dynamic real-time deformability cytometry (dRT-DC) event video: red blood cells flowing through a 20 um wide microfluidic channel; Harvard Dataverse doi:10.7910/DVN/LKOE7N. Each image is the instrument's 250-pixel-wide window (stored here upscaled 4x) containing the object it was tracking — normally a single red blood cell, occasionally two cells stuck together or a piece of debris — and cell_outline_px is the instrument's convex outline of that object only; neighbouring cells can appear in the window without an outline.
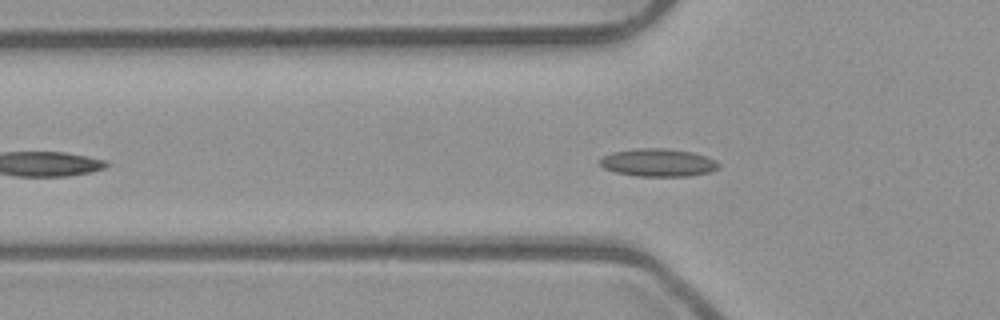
{"species": "common noctule bat (a hibernating species)", "species_latin": "Nyctalus noctula", "temperature_condition": "room temperature", "stored_images_in_passage": 42, "camera_frame_rate_fps": 3000, "um_per_image_px": 0.085, "animal": {"sex": "male", "body_mass_g": 23.1, "forearm_length_mm": 52.7}, "frame": {"image": 1, "passage_image": 10, "time_ms": 3.0, "image_size_px": [1000, 320], "cell_outline_px": [[720, 168], [712, 172], [688, 176], [636, 176], [616, 172], [604, 168], [600, 164], [600, 160], [604, 156], [612, 152], [636, 148], [668, 148], [692, 152], [716, 160], [720, 164]], "centroid_in_image_um": [55.98, 13.82], "position_along_channel_um": 69.8, "area_um2": 19.36}}
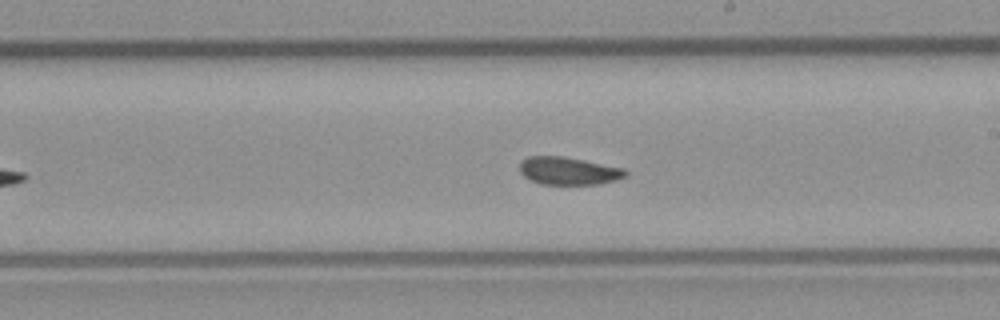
{"frame": {"image": 2, "passage_image": 23, "time_ms": 7.333, "image_size_px": [1000, 320], "cell_outline_px": [[628, 176], [616, 180], [600, 184], [540, 184], [524, 176], [520, 172], [520, 160], [528, 156], [564, 156], [624, 168], [628, 172]], "centroid_in_image_um": [48.34, 14.52], "position_along_channel_um": 240.7, "area_um2": 17.22}}
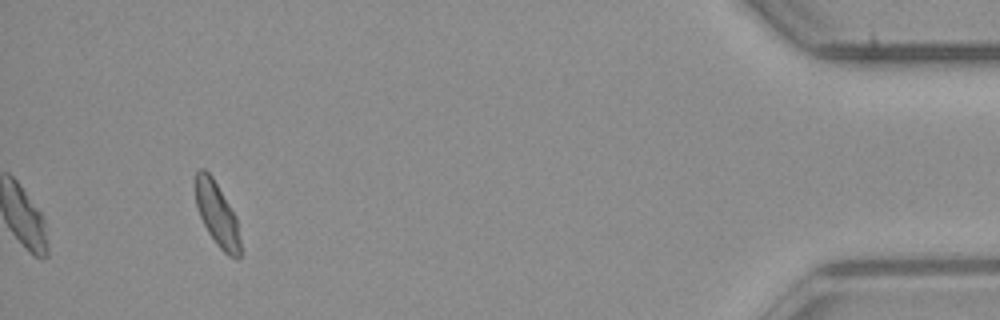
{"frame": {"image": 3, "passage_image": 42, "time_ms": 13.667, "image_size_px": [1000, 320], "cell_outline_px": [[240, 256], [236, 260], [228, 256], [216, 244], [208, 232], [200, 216], [196, 204], [196, 172], [200, 168], [204, 168], [212, 176], [236, 216], [240, 240]], "centroid_in_image_um": [18.46, 18.23], "position_along_channel_um": 416.7, "area_um2": 16.53}, "authors_computed_cell_mechanics": {"area_um2": 17.6868, "velocity_mm_per_s": 3.9213, "shape_relaxation_time_tau1_ms": null, "shape_relaxation_time_tau2_ms": 3.3394, "deformation_change_tau1": null, "deformation_change_tau2": 0.0606}}